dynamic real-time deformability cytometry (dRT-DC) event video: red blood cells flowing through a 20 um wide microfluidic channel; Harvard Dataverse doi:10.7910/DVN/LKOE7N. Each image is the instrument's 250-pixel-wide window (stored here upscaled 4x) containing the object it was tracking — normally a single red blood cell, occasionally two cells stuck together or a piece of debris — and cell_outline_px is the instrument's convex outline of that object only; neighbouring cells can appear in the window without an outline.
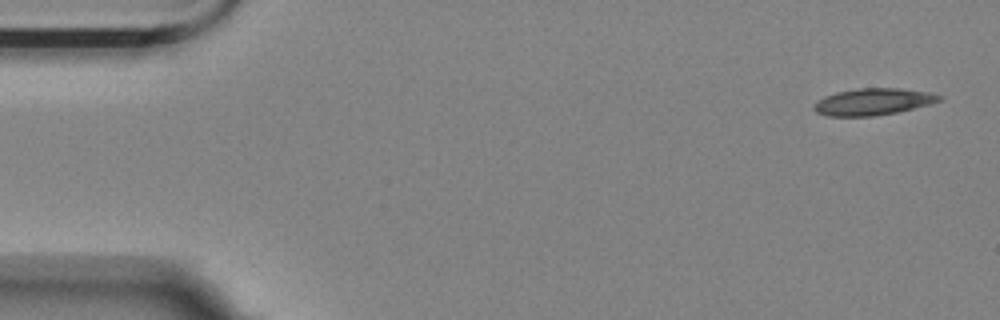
{"species": "Egyptian fruit bat (a non-hibernating species)", "species_latin": "Rousettus aegyptiacus", "temperature_condition": "room temperature", "stored_images_in_passage": 9, "camera_frame_rate_fps": 3000, "um_per_image_px": 0.085, "animal": {"sex": "female"}, "frame": {"image": 1, "passage_image": 1, "time_ms": 0.0, "image_size_px": [1000, 320], "cell_outline_px": [[944, 96], [940, 100], [928, 104], [896, 112], [872, 116], [828, 116], [816, 112], [812, 108], [816, 100], [824, 96], [836, 92], [856, 88], [900, 88], [932, 92]], "centroid_in_image_um": [74.18, 8.63], "position_along_channel_um": 10.8, "area_um2": 19.59}}
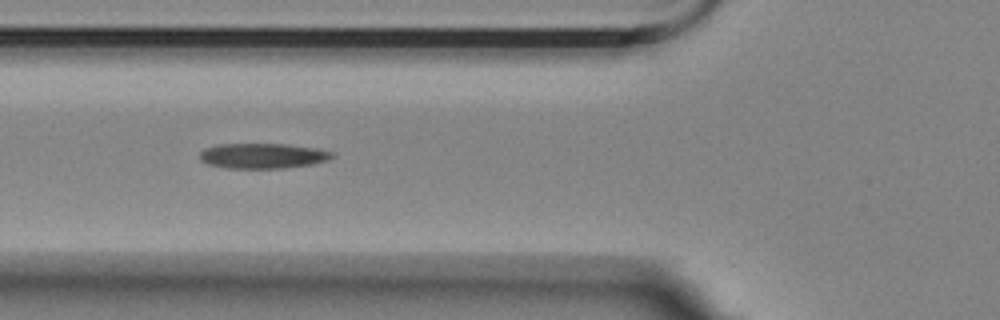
{"frame": {"image": 2, "passage_image": 6, "time_ms": 1.667, "image_size_px": [1000, 320], "cell_outline_px": [[336, 156], [328, 160], [312, 164], [280, 168], [228, 168], [208, 164], [200, 160], [200, 152], [204, 148], [220, 144], [288, 144], [316, 148], [336, 152]], "centroid_in_image_um": [22.37, 13.24], "position_along_channel_um": 103.4, "area_um2": 19.54}}
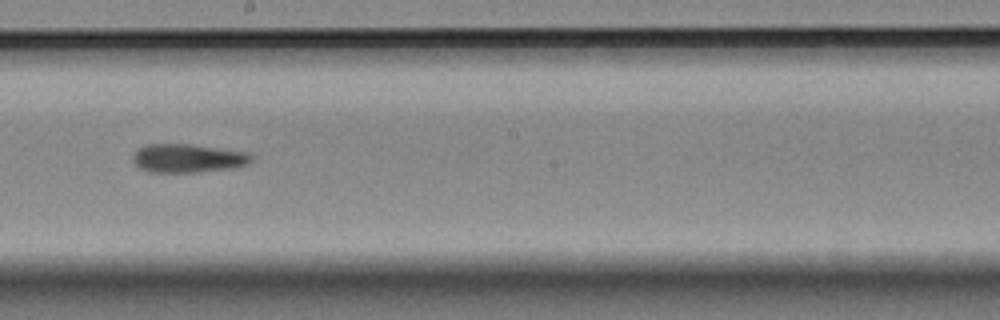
{"frame": {"image": 3, "passage_image": 9, "time_ms": 2.667, "image_size_px": [1000, 320], "cell_outline_px": [[252, 160], [248, 164], [232, 168], [196, 172], [152, 172], [140, 168], [132, 160], [132, 156], [144, 144], [192, 144], [248, 152], [252, 156]], "centroid_in_image_um": [15.98, 13.44], "position_along_channel_um": 232.2, "area_um2": 19.71}}